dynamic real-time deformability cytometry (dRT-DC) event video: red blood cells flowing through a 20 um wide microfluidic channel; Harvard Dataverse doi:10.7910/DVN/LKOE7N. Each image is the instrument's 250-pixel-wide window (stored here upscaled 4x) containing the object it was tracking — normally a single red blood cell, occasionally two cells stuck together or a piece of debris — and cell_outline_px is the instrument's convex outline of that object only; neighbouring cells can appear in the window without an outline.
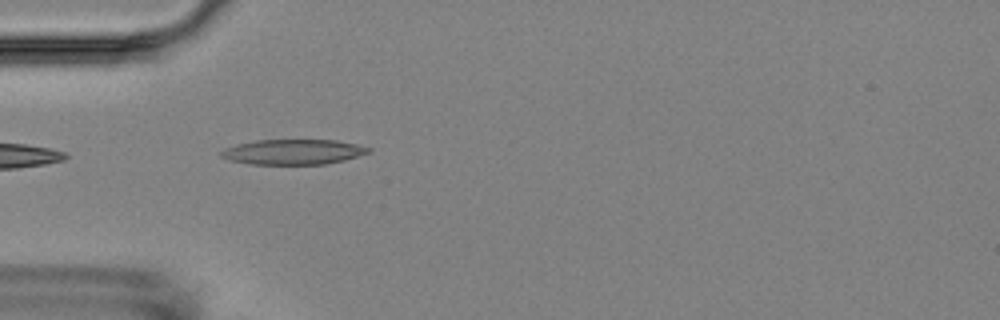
{"species": "Egyptian fruit bat (a non-hibernating species)", "species_latin": "Rousettus aegyptiacus", "temperature_condition": "room temperature", "stored_images_in_passage": 5, "camera_frame_rate_fps": 3000, "um_per_image_px": 0.085, "animal": {"sex": "female"}, "frame": {"image": 1, "passage_image": 4, "time_ms": 4.667, "image_size_px": [1000, 320], "cell_outline_px": [[372, 148], [368, 152], [344, 160], [324, 164], [248, 164], [228, 160], [220, 156], [220, 152], [224, 148], [236, 144], [256, 140], [336, 140], [356, 144]], "centroid_in_image_um": [24.86, 12.91], "position_along_channel_um": 60.1, "area_um2": 21.56}}